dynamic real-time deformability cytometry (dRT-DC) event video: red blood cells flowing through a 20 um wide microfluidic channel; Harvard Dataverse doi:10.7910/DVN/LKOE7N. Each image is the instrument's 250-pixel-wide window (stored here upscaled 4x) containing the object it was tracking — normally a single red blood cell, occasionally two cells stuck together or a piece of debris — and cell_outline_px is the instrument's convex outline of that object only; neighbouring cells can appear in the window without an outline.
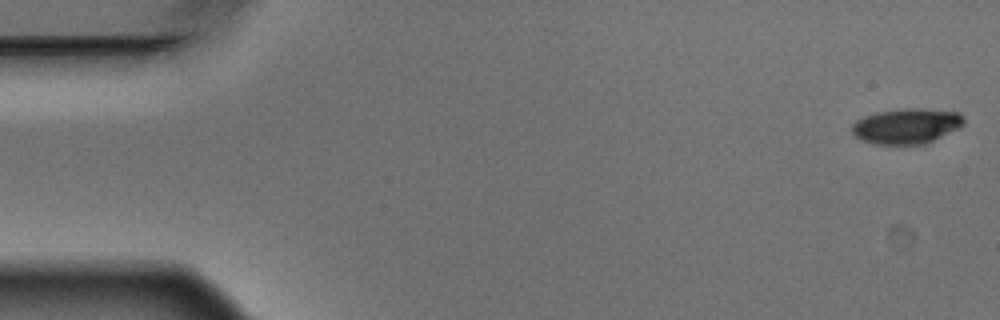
{"species": "Egyptian fruit bat (a non-hibernating species)", "species_latin": "Rousettus aegyptiacus", "temperature_condition": "warm", "stored_images_in_passage": 5, "camera_frame_rate_fps": 3000, "um_per_image_px": 0.085, "animal": {"sex": "male"}, "frame": {"image": 1, "passage_image": 1, "time_ms": 0.0, "image_size_px": [1000, 320], "cell_outline_px": [[964, 124], [960, 128], [928, 144], [872, 144], [860, 140], [852, 132], [852, 124], [856, 120], [864, 116], [876, 112], [904, 108], [920, 108], [960, 112], [964, 116]], "centroid_in_image_um": [77.09, 10.71], "position_along_channel_um": 7.9, "area_um2": 23.47}}
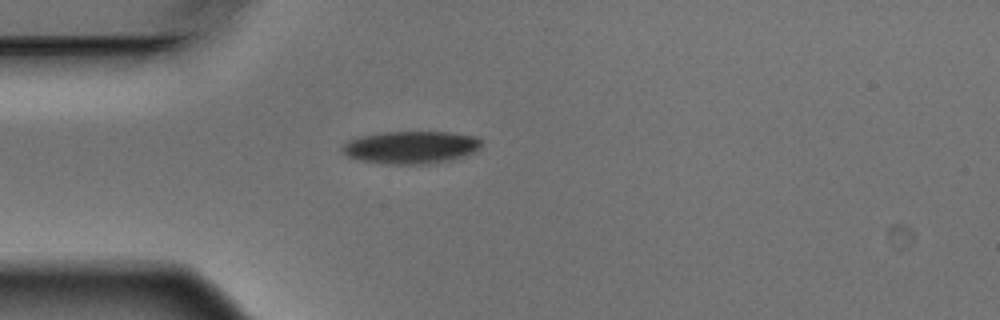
{"frame": {"image": 2, "passage_image": 5, "time_ms": 1.333, "image_size_px": [1000, 320], "cell_outline_px": [[480, 144], [476, 152], [452, 160], [428, 164], [380, 164], [360, 160], [348, 156], [340, 148], [348, 140], [360, 136], [380, 132], [448, 132], [476, 136], [480, 140]], "centroid_in_image_um": [34.92, 12.53], "position_along_channel_um": 50.1, "area_um2": 26.59}}